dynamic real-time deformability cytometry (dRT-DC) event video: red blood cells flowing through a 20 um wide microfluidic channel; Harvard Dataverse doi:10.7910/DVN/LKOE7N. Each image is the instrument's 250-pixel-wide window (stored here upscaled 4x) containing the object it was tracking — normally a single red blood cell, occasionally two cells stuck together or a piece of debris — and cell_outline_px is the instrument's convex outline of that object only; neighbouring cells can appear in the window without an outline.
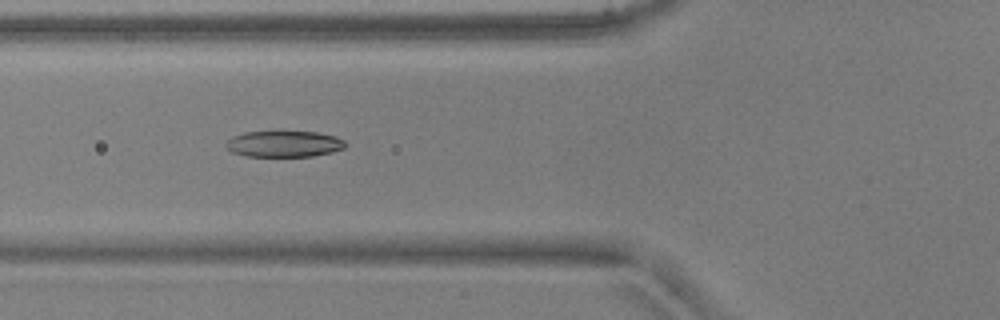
{"species": "common noctule bat (a hibernating species)", "species_latin": "Nyctalus noctula", "temperature_condition": "warm", "stored_images_in_passage": 52, "camera_frame_rate_fps": 3000, "um_per_image_px": 0.085, "animal": {"sex": "male", "body_mass_g": 17.9, "forearm_length_mm": 54.2}, "frame": {"image": 1, "passage_image": 20, "time_ms": 6.333, "image_size_px": [1000, 320], "cell_outline_px": [[344, 148], [332, 152], [312, 156], [248, 156], [232, 152], [224, 144], [232, 136], [244, 132], [316, 132], [336, 136], [344, 140]], "centroid_in_image_um": [24.13, 12.23], "position_along_channel_um": 101.7, "area_um2": 18.03}}
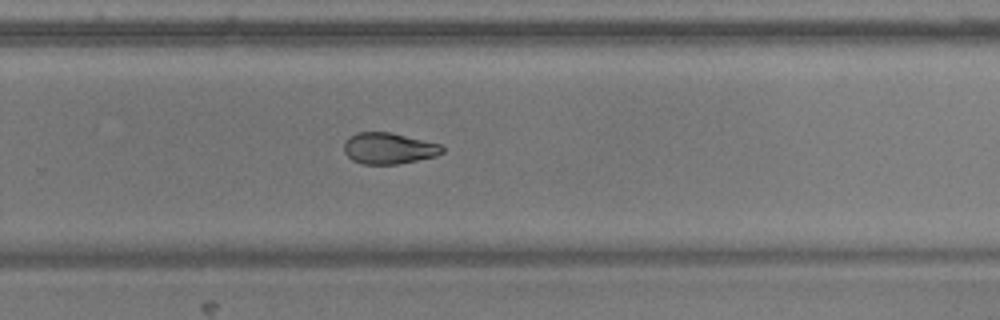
{"frame": {"image": 2, "passage_image": 35, "time_ms": 11.333, "image_size_px": [1000, 320], "cell_outline_px": [[444, 152], [436, 156], [400, 164], [364, 164], [352, 160], [344, 152], [344, 140], [356, 132], [392, 132], [440, 144], [444, 148]], "centroid_in_image_um": [33.04, 12.6], "position_along_channel_um": 296.8, "area_um2": 18.03}}
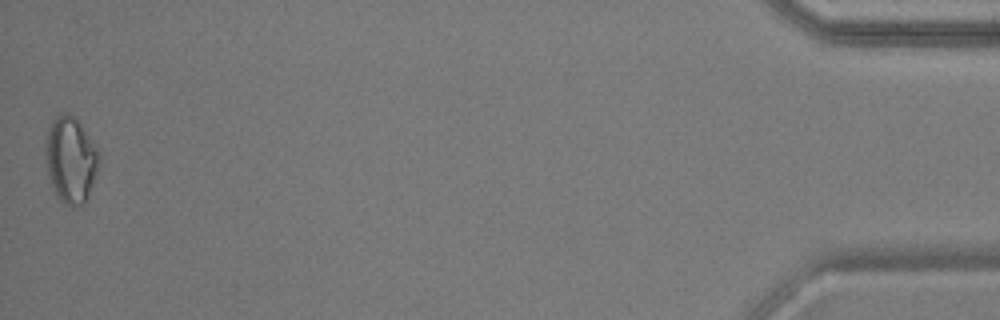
{"frame": {"image": 3, "passage_image": 52, "time_ms": 17.0, "image_size_px": [1000, 320], "cell_outline_px": [[100, 160], [88, 196], [84, 204], [72, 208], [64, 204], [56, 196], [48, 176], [44, 144], [52, 120], [60, 112], [68, 112], [76, 116], [100, 152]], "centroid_in_image_um": [6.0, 13.56], "position_along_channel_um": 429.2, "area_um2": 27.28}, "authors_computed_cell_mechanics": {"area_um2": 19.5364, "velocity_mm_per_s": 3.8955, "shape_relaxation_time_tau1_ms": null, "shape_relaxation_time_tau2_ms": 5.3492, "deformation_change_tau1": null, "deformation_change_tau2": 0.1065}}